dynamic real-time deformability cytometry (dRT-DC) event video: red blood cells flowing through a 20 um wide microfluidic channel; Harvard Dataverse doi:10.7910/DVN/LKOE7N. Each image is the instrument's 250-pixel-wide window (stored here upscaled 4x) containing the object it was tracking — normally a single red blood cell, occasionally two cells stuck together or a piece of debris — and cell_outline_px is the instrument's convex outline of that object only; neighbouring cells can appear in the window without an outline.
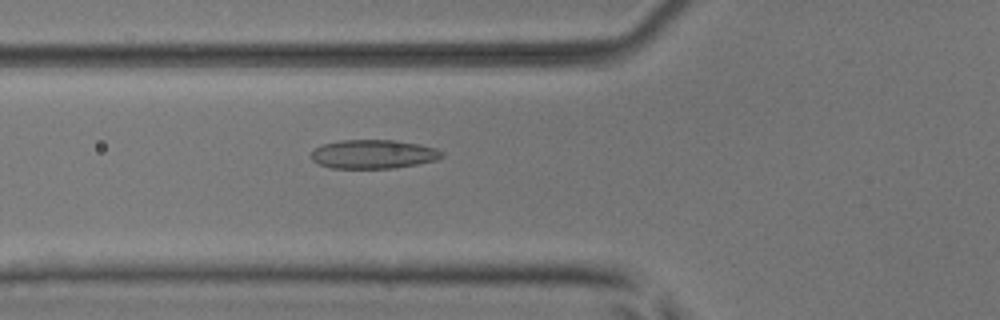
{"species": "common noctule bat (a hibernating species)", "species_latin": "Nyctalus noctula", "temperature_condition": "room temperature", "stored_images_in_passage": 38, "camera_frame_rate_fps": 3000, "um_per_image_px": 0.085, "animal": {"sex": "male", "body_mass_g": 17.9, "forearm_length_mm": 54.2}, "frame": {"image": 1, "passage_image": 6, "time_ms": 1.667, "image_size_px": [1000, 320], "cell_outline_px": [[444, 156], [436, 160], [416, 164], [392, 168], [332, 168], [320, 164], [312, 160], [308, 156], [316, 148], [324, 144], [340, 140], [396, 140], [420, 144], [436, 148], [444, 152]], "centroid_in_image_um": [31.75, 13.1], "position_along_channel_um": 94.1, "area_um2": 22.02}}
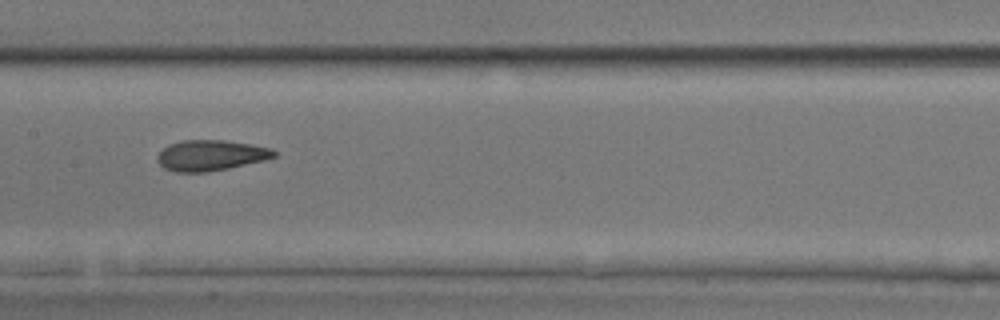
{"frame": {"image": 2, "passage_image": 13, "time_ms": 4.0, "image_size_px": [1000, 320], "cell_outline_px": [[276, 156], [264, 160], [228, 168], [208, 172], [176, 172], [164, 168], [156, 160], [156, 156], [168, 144], [180, 140], [224, 140], [252, 144], [272, 148], [276, 152]], "centroid_in_image_um": [17.89, 13.2], "position_along_channel_um": 189.5, "area_um2": 20.92}}
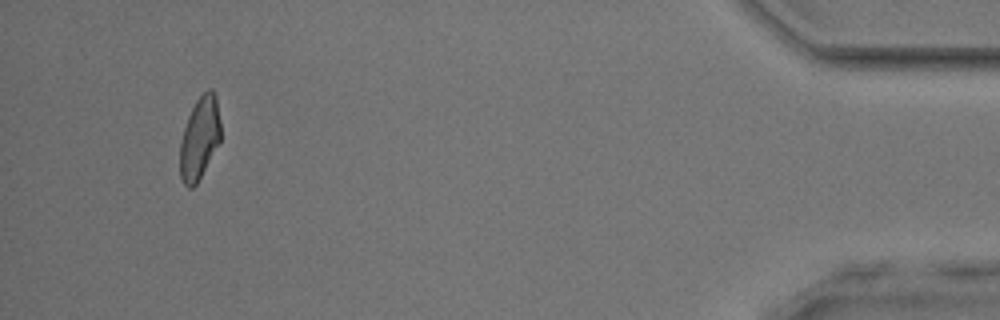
{"frame": {"image": 3, "passage_image": 35, "time_ms": 11.333, "image_size_px": [1000, 320], "cell_outline_px": [[220, 140], [196, 184], [192, 188], [188, 188], [184, 184], [180, 176], [180, 140], [188, 116], [196, 100], [208, 88], [212, 88], [216, 96], [220, 120]], "centroid_in_image_um": [16.95, 11.71], "position_along_channel_um": 418.2, "area_um2": 19.36}, "authors_computed_cell_mechanics": {"area_um2": 20.6346, "velocity_mm_per_s": 4.0873, "shape_relaxation_time_tau1_ms": 5.4954, "shape_relaxation_time_tau2_ms": 2.1783, "deformation_change_tau1": 0.1389, "deformation_change_tau2": 0.1004}}